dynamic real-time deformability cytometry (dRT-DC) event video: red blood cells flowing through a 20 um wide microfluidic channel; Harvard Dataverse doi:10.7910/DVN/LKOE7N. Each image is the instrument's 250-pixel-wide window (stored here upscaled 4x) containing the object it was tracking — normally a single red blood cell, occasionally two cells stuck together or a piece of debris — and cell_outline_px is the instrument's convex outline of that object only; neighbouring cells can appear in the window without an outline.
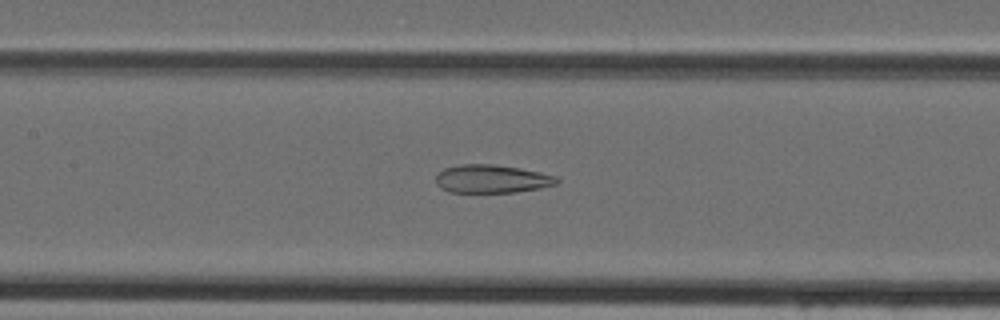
{"species": "Egyptian fruit bat (a non-hibernating species)", "species_latin": "Rousettus aegyptiacus", "temperature_condition": "cold", "stored_images_in_passage": 33, "camera_frame_rate_fps": 3000, "um_per_image_px": 0.085, "animal": {"sex": "female"}, "frame": {"image": 1, "passage_image": 9, "time_ms": 2.667, "image_size_px": [1000, 320], "cell_outline_px": [[560, 180], [556, 184], [540, 188], [516, 192], [448, 192], [440, 188], [436, 184], [436, 176], [444, 168], [460, 164], [492, 164], [520, 168], [540, 172], [556, 176]], "centroid_in_image_um": [41.79, 15.2], "position_along_channel_um": 165.6, "area_um2": 19.94}}
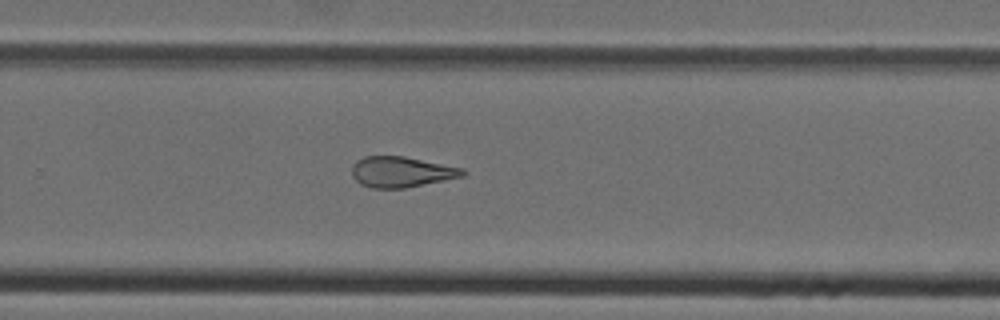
{"frame": {"image": 2, "passage_image": 18, "time_ms": 5.667, "image_size_px": [1000, 320], "cell_outline_px": [[468, 172], [464, 176], [404, 188], [372, 188], [360, 184], [352, 176], [352, 168], [356, 160], [364, 156], [404, 156], [464, 168]], "centroid_in_image_um": [34.12, 14.6], "position_along_channel_um": 295.7, "area_um2": 19.83}}
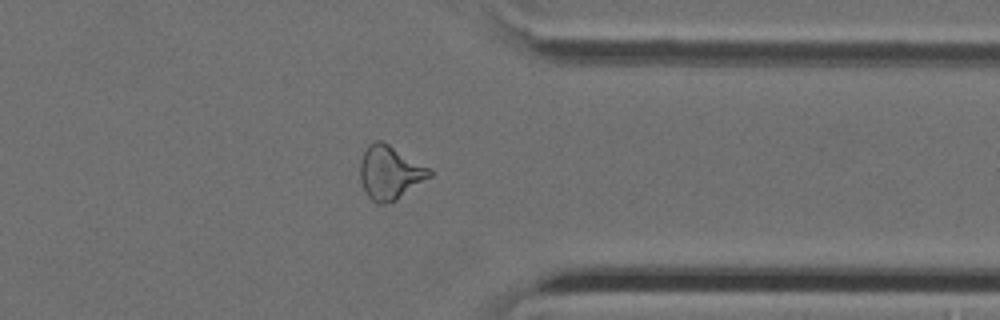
{"frame": {"image": 3, "passage_image": 24, "time_ms": 7.667, "image_size_px": [1000, 320], "cell_outline_px": [[432, 176], [396, 200], [384, 204], [376, 204], [368, 196], [360, 180], [360, 160], [368, 144], [376, 140], [380, 140], [388, 144], [432, 168]], "centroid_in_image_um": [33.16, 14.67], "position_along_channel_um": 378.2, "area_um2": 21.79}}